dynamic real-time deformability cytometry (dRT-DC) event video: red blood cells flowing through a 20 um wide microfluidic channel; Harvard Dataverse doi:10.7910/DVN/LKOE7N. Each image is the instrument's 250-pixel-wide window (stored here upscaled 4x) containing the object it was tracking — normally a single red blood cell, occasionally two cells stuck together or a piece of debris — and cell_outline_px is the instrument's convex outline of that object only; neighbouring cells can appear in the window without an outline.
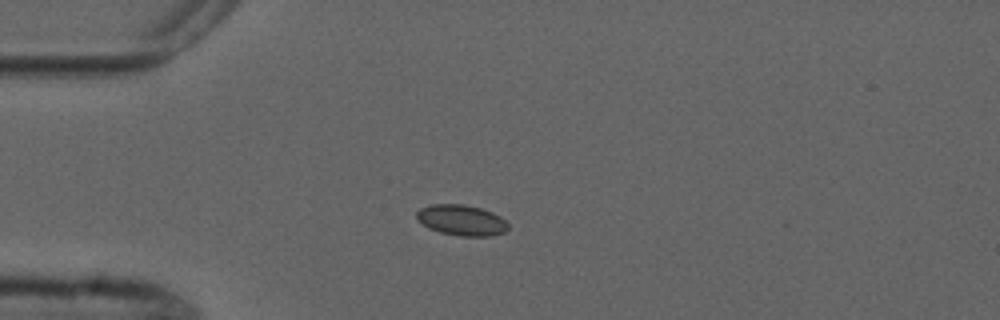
{"species": "common noctule bat (a hibernating species)", "species_latin": "Nyctalus noctula", "temperature_condition": "cold", "stored_images_in_passage": 4, "camera_frame_rate_fps": 3000, "um_per_image_px": 0.085, "animal": {"sex": "male", "forearm_length_mm": 52.5}, "frame": {"image": 1, "passage_image": 4, "time_ms": 3.333, "image_size_px": [1000, 320], "cell_outline_px": [[508, 228], [504, 232], [488, 236], [460, 236], [440, 232], [428, 228], [416, 220], [416, 212], [420, 208], [432, 204], [464, 204], [480, 208], [492, 212], [500, 216], [508, 224]], "centroid_in_image_um": [39.19, 18.71], "position_along_channel_um": 45.8, "area_um2": 16.42}}